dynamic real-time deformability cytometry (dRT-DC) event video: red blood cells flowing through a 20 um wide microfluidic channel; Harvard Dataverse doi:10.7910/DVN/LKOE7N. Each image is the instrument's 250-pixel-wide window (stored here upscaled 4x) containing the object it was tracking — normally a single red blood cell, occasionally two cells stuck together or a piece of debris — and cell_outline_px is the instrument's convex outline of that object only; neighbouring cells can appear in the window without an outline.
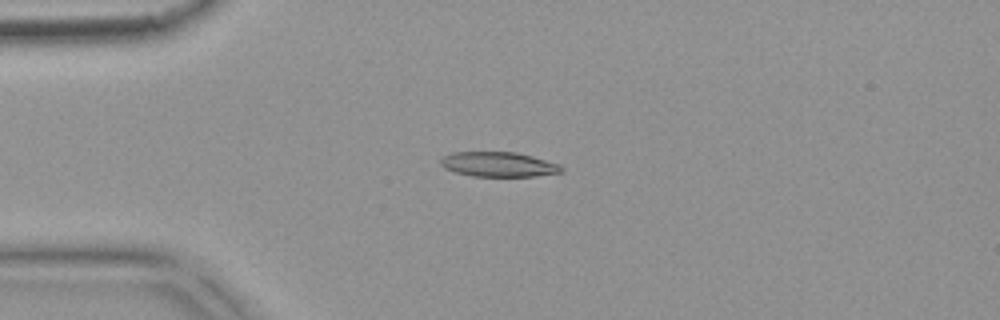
{"species": "common noctule bat (a hibernating species)", "species_latin": "Nyctalus noctula", "temperature_condition": "warm", "stored_images_in_passage": 54, "camera_frame_rate_fps": 3000, "um_per_image_px": 0.085, "animal": {"sex": "female", "body_mass_g": 18.4}, "frame": {"image": 1, "passage_image": 14, "time_ms": 4.333, "image_size_px": [1000, 320], "cell_outline_px": [[564, 172], [536, 176], [472, 176], [456, 172], [444, 168], [440, 164], [440, 160], [444, 156], [452, 152], [516, 152], [532, 156], [560, 164], [564, 168]], "centroid_in_image_um": [42.4, 13.97], "position_along_channel_um": 42.6, "area_um2": 17.51}}
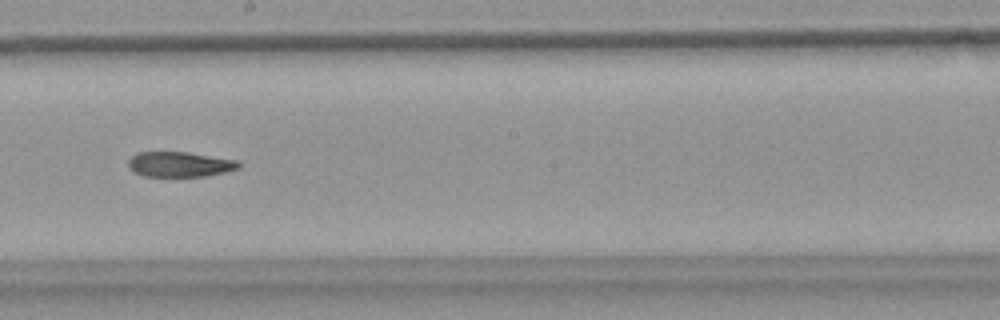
{"frame": {"image": 2, "passage_image": 31, "time_ms": 10.0, "image_size_px": [1000, 320], "cell_outline_px": [[240, 168], [224, 172], [204, 176], [144, 176], [136, 172], [128, 164], [128, 160], [136, 152], [188, 152], [236, 160], [240, 164]], "centroid_in_image_um": [15.28, 13.96], "position_along_channel_um": 232.9, "area_um2": 15.95}}
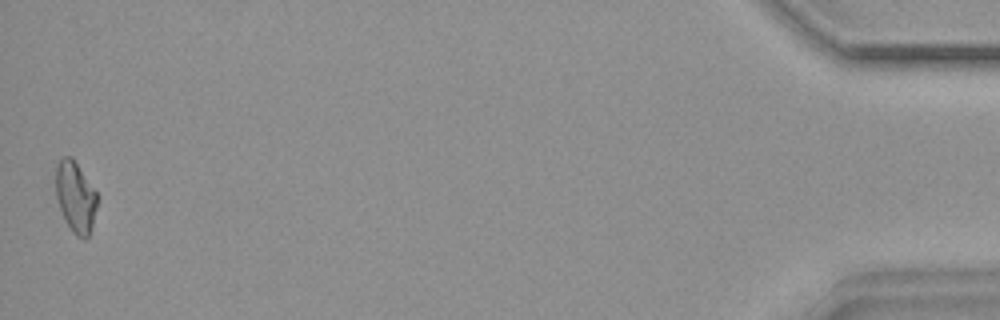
{"frame": {"image": 3, "passage_image": 54, "time_ms": 17.667, "image_size_px": [1000, 320], "cell_outline_px": [[96, 208], [92, 224], [88, 236], [84, 240], [76, 236], [72, 232], [60, 208], [56, 196], [56, 164], [64, 156], [72, 156], [96, 192]], "centroid_in_image_um": [6.4, 16.73], "position_along_channel_um": 428.8, "area_um2": 16.76}, "authors_computed_cell_mechanics": {"area_um2": 17.4267, "velocity_mm_per_s": 3.7708, "shape_relaxation_time_tau1_ms": 10.1091, "shape_relaxation_time_tau2_ms": 11.2592, "deformation_change_tau1": 0.2128, "deformation_change_tau2": 0.2148}}